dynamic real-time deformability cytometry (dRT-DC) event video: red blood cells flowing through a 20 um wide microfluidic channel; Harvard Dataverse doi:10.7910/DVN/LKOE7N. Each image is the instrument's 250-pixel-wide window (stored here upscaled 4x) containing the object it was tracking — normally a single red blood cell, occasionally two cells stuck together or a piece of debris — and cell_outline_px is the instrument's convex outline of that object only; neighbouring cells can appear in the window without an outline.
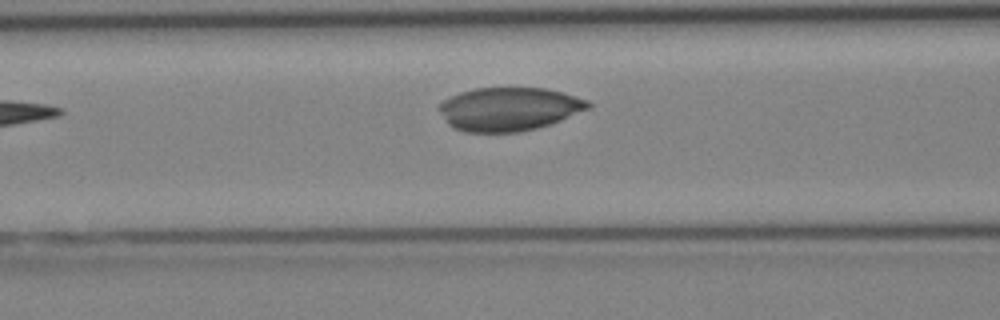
{"species": "Egyptian fruit bat (a non-hibernating species)", "species_latin": "Rousettus aegyptiacus", "temperature_condition": "cold", "stored_images_in_passage": 5, "segment_of_instrument_passage": [1, 2], "camera_frame_rate_fps": 3000, "um_per_image_px": 0.085, "animal": {"sex": "female"}, "frame": {"image": 1, "passage_image": 3, "time_ms": 2.333, "image_size_px": [1000, 320], "cell_outline_px": [[592, 104], [588, 108], [560, 120], [536, 128], [520, 132], [464, 132], [452, 128], [448, 124], [436, 108], [444, 100], [460, 92], [476, 88], [544, 88], [560, 92], [588, 100]], "centroid_in_image_um": [43.2, 9.27], "position_along_channel_um": 123.4, "area_um2": 37.51}}